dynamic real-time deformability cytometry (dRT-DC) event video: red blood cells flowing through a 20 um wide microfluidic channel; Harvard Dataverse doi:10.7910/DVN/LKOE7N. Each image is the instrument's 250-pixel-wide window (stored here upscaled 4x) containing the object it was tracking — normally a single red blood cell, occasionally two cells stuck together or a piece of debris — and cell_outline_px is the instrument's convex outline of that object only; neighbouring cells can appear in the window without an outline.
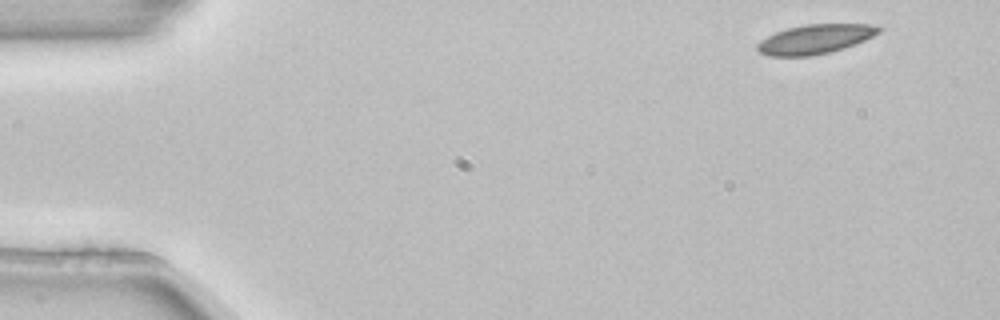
{"species": "common noctule bat (a hibernating species)", "species_latin": "Nyctalus noctula", "temperature_condition": "room temperature", "stored_images_in_passage": 4, "camera_frame_rate_fps": 3000, "um_per_image_px": 0.085, "animal": {"sex": "female", "body_mass_g": 22.7, "forearm_length_mm": 54.2}, "frame": {"image": 1, "passage_image": 1, "time_ms": 0.0, "image_size_px": [1000, 320], "cell_outline_px": [[884, 28], [880, 32], [864, 40], [828, 52], [808, 56], [768, 56], [760, 52], [756, 48], [756, 44], [760, 40], [776, 32], [788, 28], [804, 24], [880, 24]], "centroid_in_image_um": [69.29, 3.31], "position_along_channel_um": 15.7, "area_um2": 20.63}}
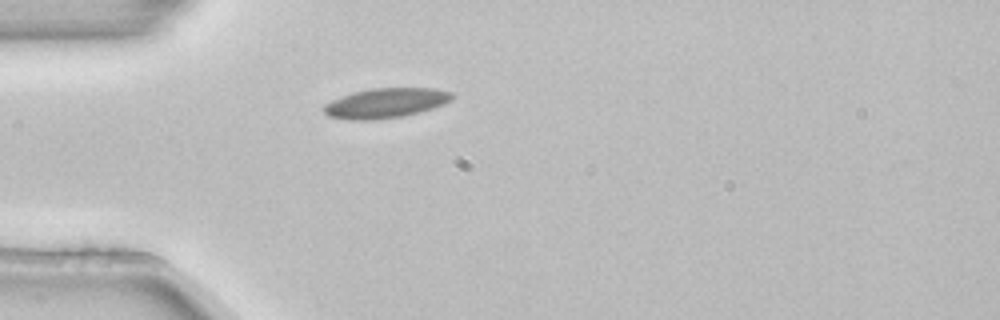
{"frame": {"image": 2, "passage_image": 4, "time_ms": 1.0, "image_size_px": [1000, 320], "cell_outline_px": [[456, 96], [452, 100], [444, 104], [420, 112], [404, 116], [372, 120], [352, 120], [328, 116], [320, 108], [324, 104], [332, 100], [352, 92], [372, 88], [436, 88], [452, 92]], "centroid_in_image_um": [32.79, 8.75], "position_along_channel_um": 52.2, "area_um2": 22.54}}